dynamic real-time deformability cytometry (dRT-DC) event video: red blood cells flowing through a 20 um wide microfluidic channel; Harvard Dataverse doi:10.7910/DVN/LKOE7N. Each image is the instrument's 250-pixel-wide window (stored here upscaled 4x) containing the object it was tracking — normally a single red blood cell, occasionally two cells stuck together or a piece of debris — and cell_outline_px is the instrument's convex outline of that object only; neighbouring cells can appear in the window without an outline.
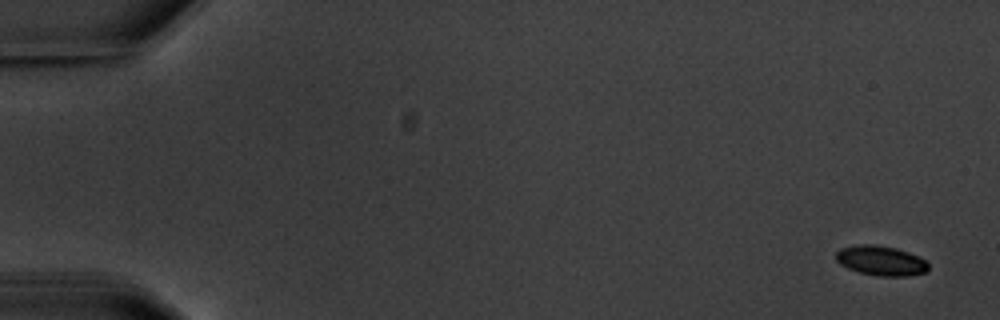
{"species": "common noctule bat (a hibernating species)", "species_latin": "Nyctalus noctula", "temperature_condition": "warm", "stored_images_in_passage": 7, "camera_frame_rate_fps": 3000, "um_per_image_px": 0.085, "animal": {"sex": "male", "body_mass_g": 20.1, "forearm_length_mm": 53.5}, "frame": {"image": 1, "passage_image": 1, "time_ms": 0.0, "image_size_px": [1000, 320], "cell_outline_px": [[928, 268], [924, 272], [908, 276], [876, 276], [860, 272], [848, 268], [840, 264], [836, 260], [836, 252], [840, 248], [856, 244], [876, 244], [896, 248], [908, 252], [924, 260], [928, 264]], "centroid_in_image_um": [74.83, 22.14], "position_along_channel_um": 10.2, "area_um2": 16.01}}